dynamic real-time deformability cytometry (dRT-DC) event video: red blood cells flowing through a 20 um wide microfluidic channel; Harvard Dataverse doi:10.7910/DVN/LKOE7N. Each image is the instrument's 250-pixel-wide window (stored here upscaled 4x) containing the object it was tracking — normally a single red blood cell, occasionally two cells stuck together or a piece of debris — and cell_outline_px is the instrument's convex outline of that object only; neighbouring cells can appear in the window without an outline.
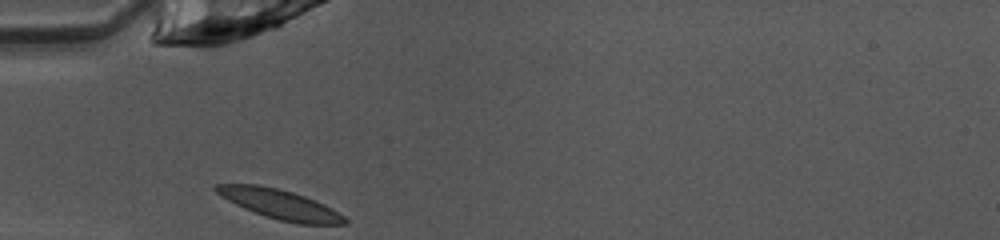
{"species": "common noctule bat (a hibernating species)", "species_latin": "Nyctalus noctula", "temperature_condition": "warm", "stored_images_in_passage": 27, "camera_frame_rate_fps": 3000, "um_per_image_px": 0.085, "animal": {"sex": "female", "body_mass_g": 10.0, "forearm_length_mm": 53.1}, "frame": {"image": 1, "passage_image": 1, "time_ms": 0.0, "image_size_px": [1000, 240], "cell_outline_px": [[348, 224], [300, 224], [280, 220], [264, 216], [244, 208], [220, 196], [212, 188], [216, 184], [256, 184], [276, 188], [292, 192], [304, 196], [324, 204], [344, 216], [348, 220]], "centroid_in_image_um": [23.78, 17.36], "position_along_channel_um": 61.2, "area_um2": 21.96}}
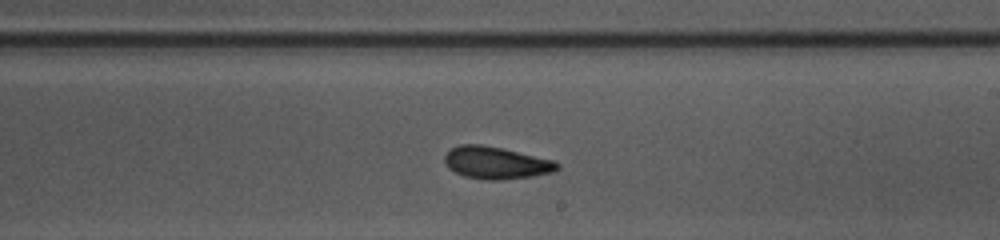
{"frame": {"image": 2, "passage_image": 15, "time_ms": 4.667, "image_size_px": [1000, 240], "cell_outline_px": [[560, 168], [552, 172], [532, 176], [496, 180], [488, 180], [464, 176], [448, 168], [444, 160], [444, 156], [452, 148], [460, 144], [480, 144], [500, 148], [552, 160], [560, 164]], "centroid_in_image_um": [42.14, 13.84], "position_along_channel_um": 246.9, "area_um2": 20.81}}
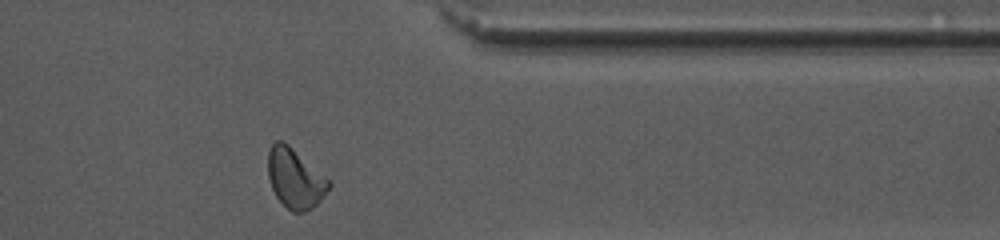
{"frame": {"image": 3, "passage_image": 26, "time_ms": 8.333, "image_size_px": [1000, 240], "cell_outline_px": [[332, 184], [320, 200], [312, 208], [304, 212], [292, 212], [276, 196], [272, 188], [268, 176], [268, 152], [272, 144], [276, 140], [280, 140], [288, 144], [332, 180]], "centroid_in_image_um": [25.11, 15.15], "position_along_channel_um": 386.3, "area_um2": 21.21}, "authors_computed_cell_mechanics": {"area_um2": 20.7502, "velocity_mm_per_s": 4.0292, "shape_relaxation_time_tau1_ms": 5.6058, "shape_relaxation_time_tau2_ms": 2.5389, "deformation_change_tau1": 0.1606, "deformation_change_tau2": 0.0952}}